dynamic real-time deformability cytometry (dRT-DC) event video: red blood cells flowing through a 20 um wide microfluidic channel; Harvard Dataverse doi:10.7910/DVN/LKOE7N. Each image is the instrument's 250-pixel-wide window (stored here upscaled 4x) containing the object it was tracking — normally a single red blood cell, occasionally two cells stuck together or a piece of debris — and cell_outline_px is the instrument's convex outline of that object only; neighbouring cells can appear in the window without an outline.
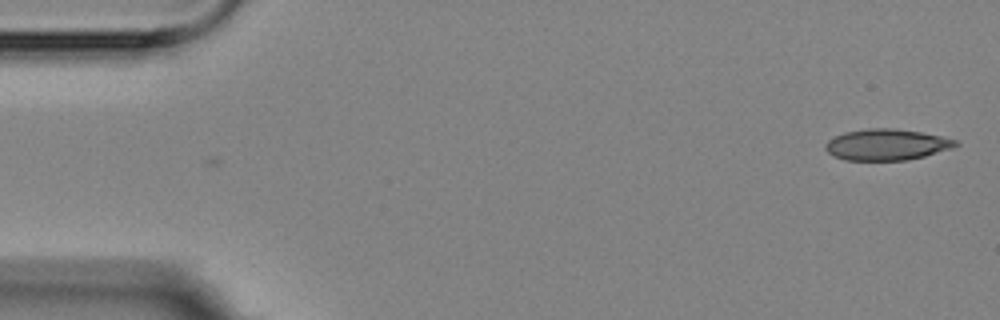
{"species": "Egyptian fruit bat (a non-hibernating species)", "species_latin": "Rousettus aegyptiacus", "temperature_condition": "room temperature", "stored_images_in_passage": 2, "camera_frame_rate_fps": 3000, "um_per_image_px": 0.085, "animal": {"sex": "female"}, "frame": {"image": 1, "passage_image": 2, "time_ms": 1.0, "image_size_px": [1000, 320], "cell_outline_px": [[960, 144], [952, 148], [924, 156], [908, 160], [844, 160], [832, 156], [824, 148], [824, 144], [828, 140], [844, 132], [868, 128], [896, 128], [920, 132], [940, 136], [956, 140]], "centroid_in_image_um": [75.33, 12.29], "position_along_channel_um": 9.7, "area_um2": 23.7}}